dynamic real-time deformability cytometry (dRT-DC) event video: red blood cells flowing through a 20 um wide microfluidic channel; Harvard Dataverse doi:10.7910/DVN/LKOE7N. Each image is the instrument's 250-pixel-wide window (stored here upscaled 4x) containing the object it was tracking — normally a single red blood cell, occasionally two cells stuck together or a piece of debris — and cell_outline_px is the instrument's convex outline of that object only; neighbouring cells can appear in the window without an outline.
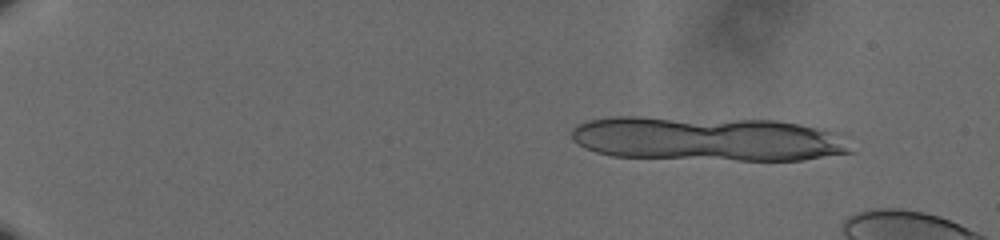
{"species": "human", "species_latin": "Homo sapiens", "temperature_condition": "cold", "stored_images_in_passage": 11, "camera_frame_rate_fps": 3000, "um_per_image_px": 0.085, "donor": {"sex": "male"}, "frame": {"image": 1, "passage_image": 1, "time_ms": 0.0, "image_size_px": [1000, 240], "cell_outline_px": [[852, 152], [800, 160], [740, 160], [616, 156], [596, 152], [580, 144], [572, 136], [572, 128], [580, 124], [592, 120], [616, 116], [636, 116], [772, 120], [800, 124], [816, 128], [824, 132]], "centroid_in_image_um": [59.95, 11.79], "position_along_channel_um": 25.0, "area_um2": 70.46}}